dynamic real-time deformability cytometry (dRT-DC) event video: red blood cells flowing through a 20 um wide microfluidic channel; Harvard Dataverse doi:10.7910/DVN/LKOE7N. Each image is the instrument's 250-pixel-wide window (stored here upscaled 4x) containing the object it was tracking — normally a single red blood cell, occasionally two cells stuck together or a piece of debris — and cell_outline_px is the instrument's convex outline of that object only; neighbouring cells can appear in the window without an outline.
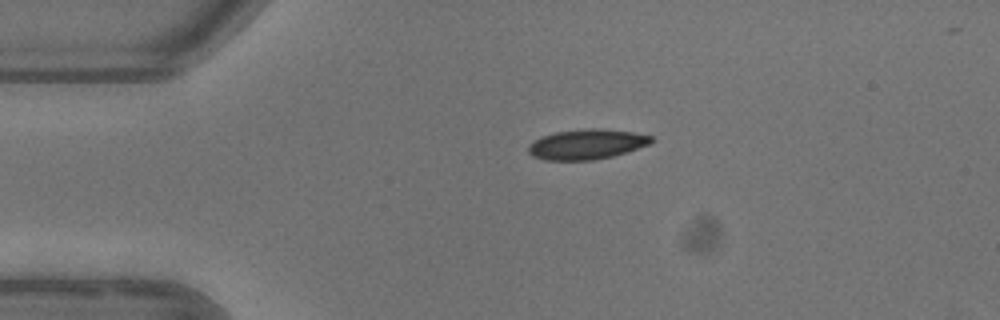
{"species": "common noctule bat (a hibernating species)", "species_latin": "Nyctalus noctula", "temperature_condition": "warm", "stored_images_in_passage": 2, "camera_frame_rate_fps": 3000, "um_per_image_px": 0.085, "animal": {"sex": "female"}, "frame": {"image": 1, "passage_image": 1, "time_ms": 0.0, "image_size_px": [1000, 320], "cell_outline_px": [[652, 140], [648, 144], [612, 156], [592, 160], [544, 160], [532, 156], [528, 152], [528, 144], [544, 136], [556, 132], [592, 128], [596, 128], [632, 132], [652, 136]], "centroid_in_image_um": [49.82, 12.27], "position_along_channel_um": 35.2, "area_um2": 21.1}}